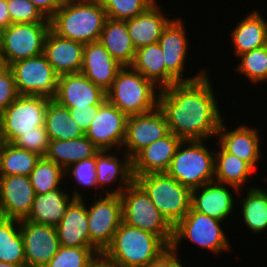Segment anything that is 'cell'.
I'll list each match as a JSON object with an SVG mask.
<instances>
[{"label": "cell", "mask_w": 267, "mask_h": 267, "mask_svg": "<svg viewBox=\"0 0 267 267\" xmlns=\"http://www.w3.org/2000/svg\"><path fill=\"white\" fill-rule=\"evenodd\" d=\"M208 73L191 82H179L160 90L158 108L169 132L182 140L217 137L222 115ZM216 98V99H215Z\"/></svg>", "instance_id": "1"}, {"label": "cell", "mask_w": 267, "mask_h": 267, "mask_svg": "<svg viewBox=\"0 0 267 267\" xmlns=\"http://www.w3.org/2000/svg\"><path fill=\"white\" fill-rule=\"evenodd\" d=\"M168 247L158 235L122 221L101 258L109 267H144Z\"/></svg>", "instance_id": "2"}, {"label": "cell", "mask_w": 267, "mask_h": 267, "mask_svg": "<svg viewBox=\"0 0 267 267\" xmlns=\"http://www.w3.org/2000/svg\"><path fill=\"white\" fill-rule=\"evenodd\" d=\"M106 19L98 0H66L50 18V26L58 36L86 44L99 41Z\"/></svg>", "instance_id": "3"}, {"label": "cell", "mask_w": 267, "mask_h": 267, "mask_svg": "<svg viewBox=\"0 0 267 267\" xmlns=\"http://www.w3.org/2000/svg\"><path fill=\"white\" fill-rule=\"evenodd\" d=\"M160 90L131 66H123L106 91V100L127 116L144 114L158 107Z\"/></svg>", "instance_id": "4"}, {"label": "cell", "mask_w": 267, "mask_h": 267, "mask_svg": "<svg viewBox=\"0 0 267 267\" xmlns=\"http://www.w3.org/2000/svg\"><path fill=\"white\" fill-rule=\"evenodd\" d=\"M166 173L191 190L213 182L215 150L210 151L205 140H183Z\"/></svg>", "instance_id": "5"}, {"label": "cell", "mask_w": 267, "mask_h": 267, "mask_svg": "<svg viewBox=\"0 0 267 267\" xmlns=\"http://www.w3.org/2000/svg\"><path fill=\"white\" fill-rule=\"evenodd\" d=\"M150 200L174 227L191 209V189L166 172L134 176Z\"/></svg>", "instance_id": "6"}, {"label": "cell", "mask_w": 267, "mask_h": 267, "mask_svg": "<svg viewBox=\"0 0 267 267\" xmlns=\"http://www.w3.org/2000/svg\"><path fill=\"white\" fill-rule=\"evenodd\" d=\"M222 223L224 222L219 219L199 213L191 208L173 227V238L170 247L179 252L183 239H186V241H191V243L193 242V244H197V246L213 254L218 255L223 251H231V244L223 228H221Z\"/></svg>", "instance_id": "7"}, {"label": "cell", "mask_w": 267, "mask_h": 267, "mask_svg": "<svg viewBox=\"0 0 267 267\" xmlns=\"http://www.w3.org/2000/svg\"><path fill=\"white\" fill-rule=\"evenodd\" d=\"M123 222L161 237L169 246L173 226L159 212L144 189L134 180L121 194Z\"/></svg>", "instance_id": "8"}, {"label": "cell", "mask_w": 267, "mask_h": 267, "mask_svg": "<svg viewBox=\"0 0 267 267\" xmlns=\"http://www.w3.org/2000/svg\"><path fill=\"white\" fill-rule=\"evenodd\" d=\"M50 23H12L1 31L0 55L9 65L43 54Z\"/></svg>", "instance_id": "9"}, {"label": "cell", "mask_w": 267, "mask_h": 267, "mask_svg": "<svg viewBox=\"0 0 267 267\" xmlns=\"http://www.w3.org/2000/svg\"><path fill=\"white\" fill-rule=\"evenodd\" d=\"M49 101L48 97L32 95H20L15 99L0 114V124L7 142L13 143L20 135L44 125Z\"/></svg>", "instance_id": "10"}, {"label": "cell", "mask_w": 267, "mask_h": 267, "mask_svg": "<svg viewBox=\"0 0 267 267\" xmlns=\"http://www.w3.org/2000/svg\"><path fill=\"white\" fill-rule=\"evenodd\" d=\"M181 17L172 18L168 25L163 29L158 44L163 52L166 67V87L179 82L194 81L207 72L200 70L193 77H184V66L188 57V38ZM189 47V48H188Z\"/></svg>", "instance_id": "11"}, {"label": "cell", "mask_w": 267, "mask_h": 267, "mask_svg": "<svg viewBox=\"0 0 267 267\" xmlns=\"http://www.w3.org/2000/svg\"><path fill=\"white\" fill-rule=\"evenodd\" d=\"M10 70L19 95L55 97L59 76L44 54L17 61Z\"/></svg>", "instance_id": "12"}, {"label": "cell", "mask_w": 267, "mask_h": 267, "mask_svg": "<svg viewBox=\"0 0 267 267\" xmlns=\"http://www.w3.org/2000/svg\"><path fill=\"white\" fill-rule=\"evenodd\" d=\"M99 196L88 204L87 216L90 242L103 253L123 221L122 201L120 195Z\"/></svg>", "instance_id": "13"}, {"label": "cell", "mask_w": 267, "mask_h": 267, "mask_svg": "<svg viewBox=\"0 0 267 267\" xmlns=\"http://www.w3.org/2000/svg\"><path fill=\"white\" fill-rule=\"evenodd\" d=\"M128 116L105 100L85 135L100 149L122 151ZM120 149V150H119Z\"/></svg>", "instance_id": "14"}, {"label": "cell", "mask_w": 267, "mask_h": 267, "mask_svg": "<svg viewBox=\"0 0 267 267\" xmlns=\"http://www.w3.org/2000/svg\"><path fill=\"white\" fill-rule=\"evenodd\" d=\"M168 133L165 116L158 107L144 114L128 116L122 149L126 148L124 153L132 159L144 147Z\"/></svg>", "instance_id": "15"}, {"label": "cell", "mask_w": 267, "mask_h": 267, "mask_svg": "<svg viewBox=\"0 0 267 267\" xmlns=\"http://www.w3.org/2000/svg\"><path fill=\"white\" fill-rule=\"evenodd\" d=\"M27 267H44L60 247L55 226L20 220Z\"/></svg>", "instance_id": "16"}, {"label": "cell", "mask_w": 267, "mask_h": 267, "mask_svg": "<svg viewBox=\"0 0 267 267\" xmlns=\"http://www.w3.org/2000/svg\"><path fill=\"white\" fill-rule=\"evenodd\" d=\"M59 104L70 109L101 105L106 92L82 73L65 74L58 77L55 97Z\"/></svg>", "instance_id": "17"}, {"label": "cell", "mask_w": 267, "mask_h": 267, "mask_svg": "<svg viewBox=\"0 0 267 267\" xmlns=\"http://www.w3.org/2000/svg\"><path fill=\"white\" fill-rule=\"evenodd\" d=\"M29 176H0V216L22 220L29 214L35 199Z\"/></svg>", "instance_id": "18"}, {"label": "cell", "mask_w": 267, "mask_h": 267, "mask_svg": "<svg viewBox=\"0 0 267 267\" xmlns=\"http://www.w3.org/2000/svg\"><path fill=\"white\" fill-rule=\"evenodd\" d=\"M241 193V189L235 186L221 184L218 182H210L201 187L192 189L191 191V208L194 211L205 214L207 216L226 221L233 214L235 204L234 193L230 192V188Z\"/></svg>", "instance_id": "19"}, {"label": "cell", "mask_w": 267, "mask_h": 267, "mask_svg": "<svg viewBox=\"0 0 267 267\" xmlns=\"http://www.w3.org/2000/svg\"><path fill=\"white\" fill-rule=\"evenodd\" d=\"M182 141L169 132L163 138L144 147L132 158L133 176L166 172Z\"/></svg>", "instance_id": "20"}, {"label": "cell", "mask_w": 267, "mask_h": 267, "mask_svg": "<svg viewBox=\"0 0 267 267\" xmlns=\"http://www.w3.org/2000/svg\"><path fill=\"white\" fill-rule=\"evenodd\" d=\"M217 136H219L217 144H220L228 153L249 163L254 169L257 168L263 156H261V138L254 126L249 128L243 123L228 131L226 124L222 121Z\"/></svg>", "instance_id": "21"}, {"label": "cell", "mask_w": 267, "mask_h": 267, "mask_svg": "<svg viewBox=\"0 0 267 267\" xmlns=\"http://www.w3.org/2000/svg\"><path fill=\"white\" fill-rule=\"evenodd\" d=\"M84 46L81 42L60 37L50 29L43 54L58 76L80 73Z\"/></svg>", "instance_id": "22"}, {"label": "cell", "mask_w": 267, "mask_h": 267, "mask_svg": "<svg viewBox=\"0 0 267 267\" xmlns=\"http://www.w3.org/2000/svg\"><path fill=\"white\" fill-rule=\"evenodd\" d=\"M85 199H74L56 226L59 244L64 247H92L100 256L101 252L90 242L87 206Z\"/></svg>", "instance_id": "23"}, {"label": "cell", "mask_w": 267, "mask_h": 267, "mask_svg": "<svg viewBox=\"0 0 267 267\" xmlns=\"http://www.w3.org/2000/svg\"><path fill=\"white\" fill-rule=\"evenodd\" d=\"M122 67L99 41L85 44L80 73L105 92L112 86L117 73Z\"/></svg>", "instance_id": "24"}, {"label": "cell", "mask_w": 267, "mask_h": 267, "mask_svg": "<svg viewBox=\"0 0 267 267\" xmlns=\"http://www.w3.org/2000/svg\"><path fill=\"white\" fill-rule=\"evenodd\" d=\"M73 191V194L69 195L60 187L45 194L36 195L31 210L24 220L56 227L65 215L69 204L74 199L85 198L77 188Z\"/></svg>", "instance_id": "25"}, {"label": "cell", "mask_w": 267, "mask_h": 267, "mask_svg": "<svg viewBox=\"0 0 267 267\" xmlns=\"http://www.w3.org/2000/svg\"><path fill=\"white\" fill-rule=\"evenodd\" d=\"M124 155V159L120 160L110 150H100L96 154L97 186L100 189L108 187L103 189L108 195H120L135 180L132 173V159L127 154ZM119 180L120 184L118 183V186L110 191L109 185Z\"/></svg>", "instance_id": "26"}, {"label": "cell", "mask_w": 267, "mask_h": 267, "mask_svg": "<svg viewBox=\"0 0 267 267\" xmlns=\"http://www.w3.org/2000/svg\"><path fill=\"white\" fill-rule=\"evenodd\" d=\"M156 2L158 1H155L136 17L125 20L130 39L136 50L158 43L163 29L172 20L165 16L164 9Z\"/></svg>", "instance_id": "27"}, {"label": "cell", "mask_w": 267, "mask_h": 267, "mask_svg": "<svg viewBox=\"0 0 267 267\" xmlns=\"http://www.w3.org/2000/svg\"><path fill=\"white\" fill-rule=\"evenodd\" d=\"M235 56L267 45V21L259 10H252L231 31Z\"/></svg>", "instance_id": "28"}, {"label": "cell", "mask_w": 267, "mask_h": 267, "mask_svg": "<svg viewBox=\"0 0 267 267\" xmlns=\"http://www.w3.org/2000/svg\"><path fill=\"white\" fill-rule=\"evenodd\" d=\"M99 42L122 66L133 63L136 49L130 39L125 20L107 18Z\"/></svg>", "instance_id": "29"}, {"label": "cell", "mask_w": 267, "mask_h": 267, "mask_svg": "<svg viewBox=\"0 0 267 267\" xmlns=\"http://www.w3.org/2000/svg\"><path fill=\"white\" fill-rule=\"evenodd\" d=\"M100 149L86 136L72 140H50L45 158L64 170L70 165L94 157Z\"/></svg>", "instance_id": "30"}, {"label": "cell", "mask_w": 267, "mask_h": 267, "mask_svg": "<svg viewBox=\"0 0 267 267\" xmlns=\"http://www.w3.org/2000/svg\"><path fill=\"white\" fill-rule=\"evenodd\" d=\"M217 146L214 181L232 185L242 190L257 169L239 157L228 153L220 144Z\"/></svg>", "instance_id": "31"}, {"label": "cell", "mask_w": 267, "mask_h": 267, "mask_svg": "<svg viewBox=\"0 0 267 267\" xmlns=\"http://www.w3.org/2000/svg\"><path fill=\"white\" fill-rule=\"evenodd\" d=\"M49 140H72L85 133L70 115V108L54 99H50L46 107L45 124Z\"/></svg>", "instance_id": "32"}, {"label": "cell", "mask_w": 267, "mask_h": 267, "mask_svg": "<svg viewBox=\"0 0 267 267\" xmlns=\"http://www.w3.org/2000/svg\"><path fill=\"white\" fill-rule=\"evenodd\" d=\"M163 52L158 43L138 48L130 65L158 88H166V67Z\"/></svg>", "instance_id": "33"}, {"label": "cell", "mask_w": 267, "mask_h": 267, "mask_svg": "<svg viewBox=\"0 0 267 267\" xmlns=\"http://www.w3.org/2000/svg\"><path fill=\"white\" fill-rule=\"evenodd\" d=\"M241 199L242 219L244 224L255 234L267 230V189L249 187Z\"/></svg>", "instance_id": "34"}, {"label": "cell", "mask_w": 267, "mask_h": 267, "mask_svg": "<svg viewBox=\"0 0 267 267\" xmlns=\"http://www.w3.org/2000/svg\"><path fill=\"white\" fill-rule=\"evenodd\" d=\"M0 262L26 264L20 220L0 216Z\"/></svg>", "instance_id": "35"}, {"label": "cell", "mask_w": 267, "mask_h": 267, "mask_svg": "<svg viewBox=\"0 0 267 267\" xmlns=\"http://www.w3.org/2000/svg\"><path fill=\"white\" fill-rule=\"evenodd\" d=\"M41 158L38 154L8 143L2 154L0 176L24 175L29 176Z\"/></svg>", "instance_id": "36"}, {"label": "cell", "mask_w": 267, "mask_h": 267, "mask_svg": "<svg viewBox=\"0 0 267 267\" xmlns=\"http://www.w3.org/2000/svg\"><path fill=\"white\" fill-rule=\"evenodd\" d=\"M65 170L51 160L41 157L30 173L29 178L36 195L45 194L60 188L65 178Z\"/></svg>", "instance_id": "37"}, {"label": "cell", "mask_w": 267, "mask_h": 267, "mask_svg": "<svg viewBox=\"0 0 267 267\" xmlns=\"http://www.w3.org/2000/svg\"><path fill=\"white\" fill-rule=\"evenodd\" d=\"M101 256L92 247H64L44 267H90Z\"/></svg>", "instance_id": "38"}, {"label": "cell", "mask_w": 267, "mask_h": 267, "mask_svg": "<svg viewBox=\"0 0 267 267\" xmlns=\"http://www.w3.org/2000/svg\"><path fill=\"white\" fill-rule=\"evenodd\" d=\"M240 57V63L235 68L247 77L252 84L267 82V45L245 52Z\"/></svg>", "instance_id": "39"}, {"label": "cell", "mask_w": 267, "mask_h": 267, "mask_svg": "<svg viewBox=\"0 0 267 267\" xmlns=\"http://www.w3.org/2000/svg\"><path fill=\"white\" fill-rule=\"evenodd\" d=\"M156 0H98L107 18L128 20L145 11Z\"/></svg>", "instance_id": "40"}, {"label": "cell", "mask_w": 267, "mask_h": 267, "mask_svg": "<svg viewBox=\"0 0 267 267\" xmlns=\"http://www.w3.org/2000/svg\"><path fill=\"white\" fill-rule=\"evenodd\" d=\"M12 23H50L29 0H6Z\"/></svg>", "instance_id": "41"}, {"label": "cell", "mask_w": 267, "mask_h": 267, "mask_svg": "<svg viewBox=\"0 0 267 267\" xmlns=\"http://www.w3.org/2000/svg\"><path fill=\"white\" fill-rule=\"evenodd\" d=\"M65 175L71 179L74 178L73 181H76L79 186H84L85 189L91 187L92 189H99L96 175V155L70 165L65 169Z\"/></svg>", "instance_id": "42"}, {"label": "cell", "mask_w": 267, "mask_h": 267, "mask_svg": "<svg viewBox=\"0 0 267 267\" xmlns=\"http://www.w3.org/2000/svg\"><path fill=\"white\" fill-rule=\"evenodd\" d=\"M49 137L46 126H38L35 131H29L20 135L13 144L19 148L34 152L41 157L45 156L49 145Z\"/></svg>", "instance_id": "43"}, {"label": "cell", "mask_w": 267, "mask_h": 267, "mask_svg": "<svg viewBox=\"0 0 267 267\" xmlns=\"http://www.w3.org/2000/svg\"><path fill=\"white\" fill-rule=\"evenodd\" d=\"M11 70L0 77V114L19 97Z\"/></svg>", "instance_id": "44"}, {"label": "cell", "mask_w": 267, "mask_h": 267, "mask_svg": "<svg viewBox=\"0 0 267 267\" xmlns=\"http://www.w3.org/2000/svg\"><path fill=\"white\" fill-rule=\"evenodd\" d=\"M99 106L100 105H92L90 107H75L70 109L71 117L74 118L84 133L88 130L92 120L96 117Z\"/></svg>", "instance_id": "45"}, {"label": "cell", "mask_w": 267, "mask_h": 267, "mask_svg": "<svg viewBox=\"0 0 267 267\" xmlns=\"http://www.w3.org/2000/svg\"><path fill=\"white\" fill-rule=\"evenodd\" d=\"M178 257V252L168 247L159 257L149 262L144 267H185Z\"/></svg>", "instance_id": "46"}, {"label": "cell", "mask_w": 267, "mask_h": 267, "mask_svg": "<svg viewBox=\"0 0 267 267\" xmlns=\"http://www.w3.org/2000/svg\"><path fill=\"white\" fill-rule=\"evenodd\" d=\"M37 9L47 18L50 19L57 10H59L66 0H29Z\"/></svg>", "instance_id": "47"}, {"label": "cell", "mask_w": 267, "mask_h": 267, "mask_svg": "<svg viewBox=\"0 0 267 267\" xmlns=\"http://www.w3.org/2000/svg\"><path fill=\"white\" fill-rule=\"evenodd\" d=\"M12 24L6 0H0V31Z\"/></svg>", "instance_id": "48"}, {"label": "cell", "mask_w": 267, "mask_h": 267, "mask_svg": "<svg viewBox=\"0 0 267 267\" xmlns=\"http://www.w3.org/2000/svg\"><path fill=\"white\" fill-rule=\"evenodd\" d=\"M10 70L8 62L0 55V77L5 75Z\"/></svg>", "instance_id": "49"}, {"label": "cell", "mask_w": 267, "mask_h": 267, "mask_svg": "<svg viewBox=\"0 0 267 267\" xmlns=\"http://www.w3.org/2000/svg\"><path fill=\"white\" fill-rule=\"evenodd\" d=\"M7 144H8V142L4 136V133L2 131V127L0 124V163H1L2 154H3L4 149H5Z\"/></svg>", "instance_id": "50"}, {"label": "cell", "mask_w": 267, "mask_h": 267, "mask_svg": "<svg viewBox=\"0 0 267 267\" xmlns=\"http://www.w3.org/2000/svg\"><path fill=\"white\" fill-rule=\"evenodd\" d=\"M0 267H27L26 264H14L9 262H0Z\"/></svg>", "instance_id": "51"}, {"label": "cell", "mask_w": 267, "mask_h": 267, "mask_svg": "<svg viewBox=\"0 0 267 267\" xmlns=\"http://www.w3.org/2000/svg\"><path fill=\"white\" fill-rule=\"evenodd\" d=\"M90 267H109L108 264L100 257L92 266Z\"/></svg>", "instance_id": "52"}]
</instances>
